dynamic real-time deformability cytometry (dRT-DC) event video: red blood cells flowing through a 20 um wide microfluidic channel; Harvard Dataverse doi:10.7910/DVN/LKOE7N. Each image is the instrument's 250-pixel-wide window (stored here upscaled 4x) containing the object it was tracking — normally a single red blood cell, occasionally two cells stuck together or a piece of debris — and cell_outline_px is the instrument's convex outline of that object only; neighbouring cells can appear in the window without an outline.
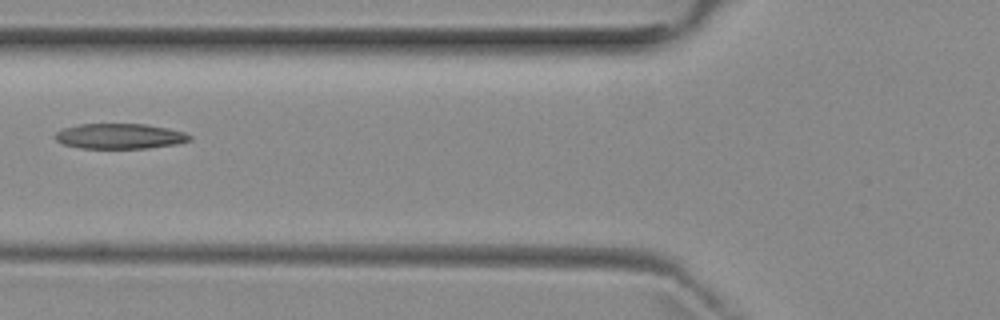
{"species": "common noctule bat (a hibernating species)", "species_latin": "Nyctalus noctula", "temperature_condition": "room temperature", "stored_images_in_passage": 5, "camera_frame_rate_fps": 3000, "um_per_image_px": 0.085, "animal": {"sex": "female", "body_mass_g": 29.2, "forearm_length_mm": 56.3}, "frame": {"image": 1, "passage_image": 5, "time_ms": 4.667, "image_size_px": [1000, 320], "cell_outline_px": [[192, 140], [176, 144], [148, 148], [80, 148], [64, 144], [56, 140], [52, 136], [60, 128], [80, 124], [144, 124], [168, 128], [184, 132], [192, 136]], "centroid_in_image_um": [10.15, 11.57], "position_along_channel_um": 115.6, "area_um2": 19.94}}